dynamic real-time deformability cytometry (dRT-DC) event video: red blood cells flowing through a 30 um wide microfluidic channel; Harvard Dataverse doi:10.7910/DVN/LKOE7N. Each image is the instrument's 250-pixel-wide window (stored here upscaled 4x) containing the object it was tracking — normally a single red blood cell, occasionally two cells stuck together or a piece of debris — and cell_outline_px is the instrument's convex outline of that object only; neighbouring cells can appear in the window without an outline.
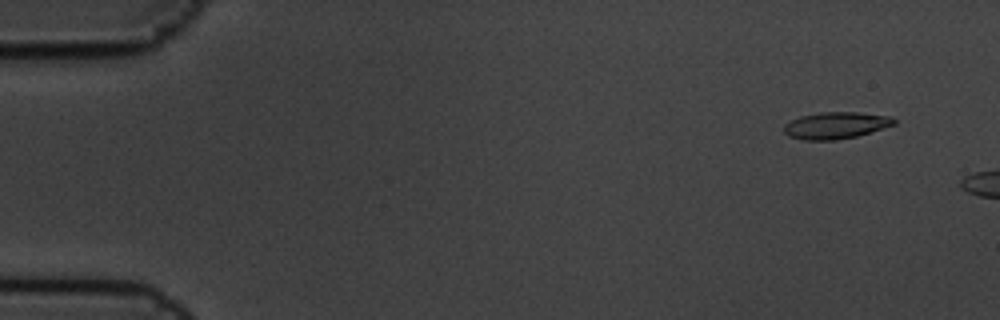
{"species": "common noctule bat (a hibernating species)", "species_latin": "Nyctalus noctula", "temperature_condition": "cold", "stored_images_in_passage": 6, "camera_frame_rate_fps": 3000, "um_per_image_px": 0.085, "animal": {"sex": "male", "body_mass_g": 19.5, "forearm_length_mm": 54.6}, "frame": {"image": 1, "passage_image": 2, "time_ms": 0.333, "image_size_px": [1000, 320], "cell_outline_px": [[896, 124], [856, 136], [836, 140], [804, 140], [788, 136], [784, 132], [784, 124], [800, 116], [820, 112], [856, 112], [892, 116], [896, 120]], "centroid_in_image_um": [71.04, 10.65], "position_along_channel_um": 14.0, "area_um2": 17.17}}